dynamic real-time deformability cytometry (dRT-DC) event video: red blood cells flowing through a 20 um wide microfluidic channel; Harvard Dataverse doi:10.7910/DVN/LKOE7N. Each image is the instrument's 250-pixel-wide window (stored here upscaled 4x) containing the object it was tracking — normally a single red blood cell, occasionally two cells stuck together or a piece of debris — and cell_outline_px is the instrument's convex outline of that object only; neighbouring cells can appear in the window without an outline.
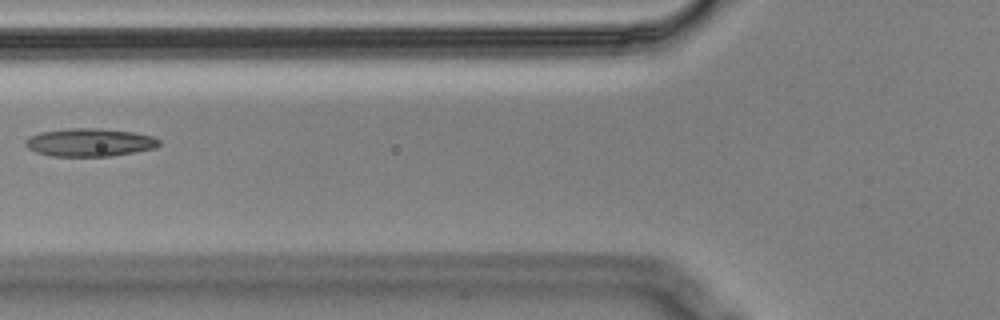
{"species": "Egyptian fruit bat (a non-hibernating species)", "species_latin": "Rousettus aegyptiacus", "temperature_condition": "cold", "stored_images_in_passage": 6, "camera_frame_rate_fps": 3000, "um_per_image_px": 0.085, "animal": {"sex": "male"}, "frame": {"image": 1, "passage_image": 6, "time_ms": 1.667, "image_size_px": [1000, 320], "cell_outline_px": [[160, 144], [156, 148], [112, 156], [48, 156], [36, 152], [28, 148], [24, 144], [24, 140], [28, 136], [40, 132], [68, 128], [100, 128], [132, 132], [152, 136], [160, 140]], "centroid_in_image_um": [7.59, 12.1], "position_along_channel_um": 118.2, "area_um2": 22.02}}